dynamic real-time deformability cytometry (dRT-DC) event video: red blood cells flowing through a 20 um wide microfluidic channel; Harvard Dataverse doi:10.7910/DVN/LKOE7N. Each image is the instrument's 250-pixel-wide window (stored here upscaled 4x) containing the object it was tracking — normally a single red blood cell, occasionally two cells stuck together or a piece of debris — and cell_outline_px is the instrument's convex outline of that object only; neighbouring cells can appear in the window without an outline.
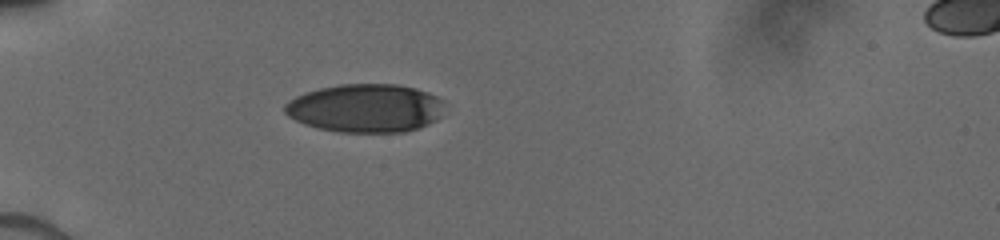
{"species": "human", "species_latin": "Homo sapiens", "temperature_condition": "cold", "stored_images_in_passage": 4, "camera_frame_rate_fps": 3000, "um_per_image_px": 0.085, "donor": {"sex": "male"}, "frame": {"image": 1, "passage_image": 1, "time_ms": 0.0, "image_size_px": [1000, 240], "cell_outline_px": [[444, 100], [440, 116], [436, 120], [416, 128], [404, 132], [336, 132], [316, 128], [304, 124], [288, 116], [284, 112], [284, 104], [288, 100], [304, 92], [320, 88], [340, 84], [396, 84], [416, 88], [428, 92]], "centroid_in_image_um": [31.03, 9.19], "position_along_channel_um": 54.0, "area_um2": 45.26}}
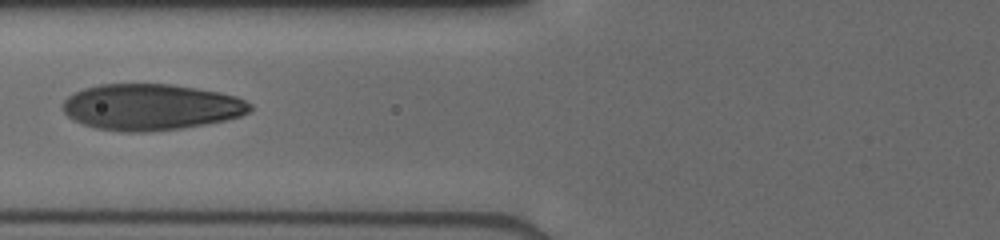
{"frame": {"image": 2, "passage_image": 3, "time_ms": 2.0, "image_size_px": [1000, 240], "cell_outline_px": [[252, 108], [248, 112], [240, 116], [208, 124], [180, 128], [144, 132], [120, 132], [96, 128], [72, 120], [64, 112], [60, 104], [68, 96], [84, 88], [100, 84], [172, 84], [220, 92], [236, 96], [252, 104]], "centroid_in_image_um": [12.81, 9.1], "position_along_channel_um": 113.0, "area_um2": 50.58}}
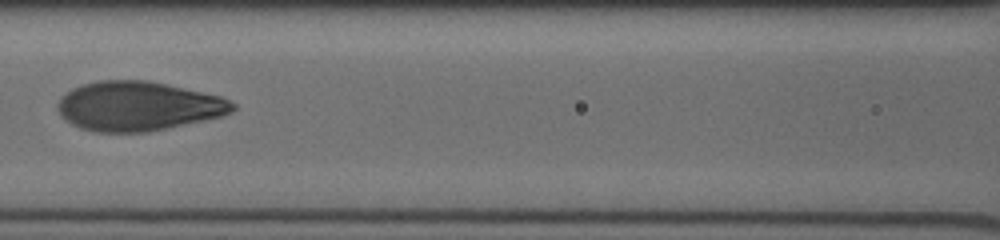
{"frame": {"image": 3, "passage_image": 4, "time_ms": 3.0, "image_size_px": [1000, 240], "cell_outline_px": [[236, 108], [232, 112], [220, 116], [148, 132], [96, 132], [80, 128], [72, 124], [56, 108], [56, 104], [60, 96], [72, 88], [84, 84], [100, 80], [144, 80], [164, 84], [220, 96], [236, 104]], "centroid_in_image_um": [11.7, 9.02], "position_along_channel_um": 154.9, "area_um2": 49.82}}